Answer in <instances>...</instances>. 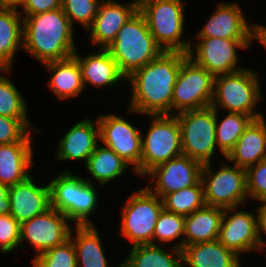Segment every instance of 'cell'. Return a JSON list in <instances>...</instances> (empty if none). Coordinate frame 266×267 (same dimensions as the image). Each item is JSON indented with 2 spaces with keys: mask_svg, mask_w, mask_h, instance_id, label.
Instances as JSON below:
<instances>
[{
  "mask_svg": "<svg viewBox=\"0 0 266 267\" xmlns=\"http://www.w3.org/2000/svg\"><path fill=\"white\" fill-rule=\"evenodd\" d=\"M100 140L115 151L140 175L142 134L127 120L114 114L102 115L98 119Z\"/></svg>",
  "mask_w": 266,
  "mask_h": 267,
  "instance_id": "13",
  "label": "cell"
},
{
  "mask_svg": "<svg viewBox=\"0 0 266 267\" xmlns=\"http://www.w3.org/2000/svg\"><path fill=\"white\" fill-rule=\"evenodd\" d=\"M75 227L76 237L73 240L71 230L69 238L72 239L75 249L77 267H109L94 224ZM120 266L121 264L117 265V267Z\"/></svg>",
  "mask_w": 266,
  "mask_h": 267,
  "instance_id": "28",
  "label": "cell"
},
{
  "mask_svg": "<svg viewBox=\"0 0 266 267\" xmlns=\"http://www.w3.org/2000/svg\"><path fill=\"white\" fill-rule=\"evenodd\" d=\"M10 214L20 224L51 207L50 184L37 186L29 176L22 182L9 186Z\"/></svg>",
  "mask_w": 266,
  "mask_h": 267,
  "instance_id": "18",
  "label": "cell"
},
{
  "mask_svg": "<svg viewBox=\"0 0 266 267\" xmlns=\"http://www.w3.org/2000/svg\"><path fill=\"white\" fill-rule=\"evenodd\" d=\"M255 40L266 48V26L255 24Z\"/></svg>",
  "mask_w": 266,
  "mask_h": 267,
  "instance_id": "43",
  "label": "cell"
},
{
  "mask_svg": "<svg viewBox=\"0 0 266 267\" xmlns=\"http://www.w3.org/2000/svg\"><path fill=\"white\" fill-rule=\"evenodd\" d=\"M9 186L0 183V215L10 213Z\"/></svg>",
  "mask_w": 266,
  "mask_h": 267,
  "instance_id": "42",
  "label": "cell"
},
{
  "mask_svg": "<svg viewBox=\"0 0 266 267\" xmlns=\"http://www.w3.org/2000/svg\"><path fill=\"white\" fill-rule=\"evenodd\" d=\"M185 216L171 213L163 209L157 219L153 239L170 242L184 235Z\"/></svg>",
  "mask_w": 266,
  "mask_h": 267,
  "instance_id": "36",
  "label": "cell"
},
{
  "mask_svg": "<svg viewBox=\"0 0 266 267\" xmlns=\"http://www.w3.org/2000/svg\"><path fill=\"white\" fill-rule=\"evenodd\" d=\"M29 118H10L0 115V145L21 141L30 131L34 129Z\"/></svg>",
  "mask_w": 266,
  "mask_h": 267,
  "instance_id": "37",
  "label": "cell"
},
{
  "mask_svg": "<svg viewBox=\"0 0 266 267\" xmlns=\"http://www.w3.org/2000/svg\"><path fill=\"white\" fill-rule=\"evenodd\" d=\"M236 3H220L197 38L255 39V24L248 25Z\"/></svg>",
  "mask_w": 266,
  "mask_h": 267,
  "instance_id": "17",
  "label": "cell"
},
{
  "mask_svg": "<svg viewBox=\"0 0 266 267\" xmlns=\"http://www.w3.org/2000/svg\"><path fill=\"white\" fill-rule=\"evenodd\" d=\"M153 122L141 146L140 175L181 156V130L174 114L149 115Z\"/></svg>",
  "mask_w": 266,
  "mask_h": 267,
  "instance_id": "7",
  "label": "cell"
},
{
  "mask_svg": "<svg viewBox=\"0 0 266 267\" xmlns=\"http://www.w3.org/2000/svg\"><path fill=\"white\" fill-rule=\"evenodd\" d=\"M187 53L163 51L148 64L126 78L132 86L129 112L145 115L172 113V96Z\"/></svg>",
  "mask_w": 266,
  "mask_h": 267,
  "instance_id": "1",
  "label": "cell"
},
{
  "mask_svg": "<svg viewBox=\"0 0 266 267\" xmlns=\"http://www.w3.org/2000/svg\"><path fill=\"white\" fill-rule=\"evenodd\" d=\"M23 19V47L43 64L67 59L76 52L74 26L62 7Z\"/></svg>",
  "mask_w": 266,
  "mask_h": 267,
  "instance_id": "2",
  "label": "cell"
},
{
  "mask_svg": "<svg viewBox=\"0 0 266 267\" xmlns=\"http://www.w3.org/2000/svg\"><path fill=\"white\" fill-rule=\"evenodd\" d=\"M229 216V213L234 211ZM235 208H225L221 221L218 240L238 256L241 252L264 249L257 233V217Z\"/></svg>",
  "mask_w": 266,
  "mask_h": 267,
  "instance_id": "16",
  "label": "cell"
},
{
  "mask_svg": "<svg viewBox=\"0 0 266 267\" xmlns=\"http://www.w3.org/2000/svg\"><path fill=\"white\" fill-rule=\"evenodd\" d=\"M246 180L248 196L266 201V159L246 169Z\"/></svg>",
  "mask_w": 266,
  "mask_h": 267,
  "instance_id": "39",
  "label": "cell"
},
{
  "mask_svg": "<svg viewBox=\"0 0 266 267\" xmlns=\"http://www.w3.org/2000/svg\"><path fill=\"white\" fill-rule=\"evenodd\" d=\"M21 224L11 214L0 215V249L3 252L15 251L20 247Z\"/></svg>",
  "mask_w": 266,
  "mask_h": 267,
  "instance_id": "38",
  "label": "cell"
},
{
  "mask_svg": "<svg viewBox=\"0 0 266 267\" xmlns=\"http://www.w3.org/2000/svg\"><path fill=\"white\" fill-rule=\"evenodd\" d=\"M162 200L166 211L183 216L190 215L205 205L203 184L200 180L194 186L166 194Z\"/></svg>",
  "mask_w": 266,
  "mask_h": 267,
  "instance_id": "32",
  "label": "cell"
},
{
  "mask_svg": "<svg viewBox=\"0 0 266 267\" xmlns=\"http://www.w3.org/2000/svg\"><path fill=\"white\" fill-rule=\"evenodd\" d=\"M204 201L206 205L221 208H237L247 198L246 169L224 165L219 171L205 164L201 171Z\"/></svg>",
  "mask_w": 266,
  "mask_h": 267,
  "instance_id": "10",
  "label": "cell"
},
{
  "mask_svg": "<svg viewBox=\"0 0 266 267\" xmlns=\"http://www.w3.org/2000/svg\"><path fill=\"white\" fill-rule=\"evenodd\" d=\"M33 267H77L72 239L33 258Z\"/></svg>",
  "mask_w": 266,
  "mask_h": 267,
  "instance_id": "34",
  "label": "cell"
},
{
  "mask_svg": "<svg viewBox=\"0 0 266 267\" xmlns=\"http://www.w3.org/2000/svg\"><path fill=\"white\" fill-rule=\"evenodd\" d=\"M217 112L216 110L215 139L220 151L226 157L253 119L243 113L227 112L225 118L219 123Z\"/></svg>",
  "mask_w": 266,
  "mask_h": 267,
  "instance_id": "31",
  "label": "cell"
},
{
  "mask_svg": "<svg viewBox=\"0 0 266 267\" xmlns=\"http://www.w3.org/2000/svg\"><path fill=\"white\" fill-rule=\"evenodd\" d=\"M98 54H90L82 59L76 52L73 56L77 59L82 72L84 88L86 83L95 87L117 85L122 78L126 77L120 72L117 63L114 61L107 49L100 48Z\"/></svg>",
  "mask_w": 266,
  "mask_h": 267,
  "instance_id": "24",
  "label": "cell"
},
{
  "mask_svg": "<svg viewBox=\"0 0 266 267\" xmlns=\"http://www.w3.org/2000/svg\"><path fill=\"white\" fill-rule=\"evenodd\" d=\"M25 0H0V7L18 10V5L22 6Z\"/></svg>",
  "mask_w": 266,
  "mask_h": 267,
  "instance_id": "44",
  "label": "cell"
},
{
  "mask_svg": "<svg viewBox=\"0 0 266 267\" xmlns=\"http://www.w3.org/2000/svg\"><path fill=\"white\" fill-rule=\"evenodd\" d=\"M26 103L10 79L0 75V115L10 118H28Z\"/></svg>",
  "mask_w": 266,
  "mask_h": 267,
  "instance_id": "33",
  "label": "cell"
},
{
  "mask_svg": "<svg viewBox=\"0 0 266 267\" xmlns=\"http://www.w3.org/2000/svg\"><path fill=\"white\" fill-rule=\"evenodd\" d=\"M29 132L21 141L0 145V183L15 185L27 179L32 166V138Z\"/></svg>",
  "mask_w": 266,
  "mask_h": 267,
  "instance_id": "21",
  "label": "cell"
},
{
  "mask_svg": "<svg viewBox=\"0 0 266 267\" xmlns=\"http://www.w3.org/2000/svg\"><path fill=\"white\" fill-rule=\"evenodd\" d=\"M70 220L53 207L44 213L21 223L20 247L24 248L22 241L28 240L37 254H41L55 246L63 244L69 239L71 228Z\"/></svg>",
  "mask_w": 266,
  "mask_h": 267,
  "instance_id": "14",
  "label": "cell"
},
{
  "mask_svg": "<svg viewBox=\"0 0 266 267\" xmlns=\"http://www.w3.org/2000/svg\"><path fill=\"white\" fill-rule=\"evenodd\" d=\"M49 184L51 207L75 225L93 224L88 216L94 212L99 196L90 179L65 171Z\"/></svg>",
  "mask_w": 266,
  "mask_h": 267,
  "instance_id": "4",
  "label": "cell"
},
{
  "mask_svg": "<svg viewBox=\"0 0 266 267\" xmlns=\"http://www.w3.org/2000/svg\"><path fill=\"white\" fill-rule=\"evenodd\" d=\"M147 187L131 194L122 209L121 234L136 245L153 244L154 228L164 209L163 200Z\"/></svg>",
  "mask_w": 266,
  "mask_h": 267,
  "instance_id": "9",
  "label": "cell"
},
{
  "mask_svg": "<svg viewBox=\"0 0 266 267\" xmlns=\"http://www.w3.org/2000/svg\"><path fill=\"white\" fill-rule=\"evenodd\" d=\"M262 205L257 208V233L262 247L266 245L262 239L263 233L266 235V201H261ZM261 235V236H260Z\"/></svg>",
  "mask_w": 266,
  "mask_h": 267,
  "instance_id": "41",
  "label": "cell"
},
{
  "mask_svg": "<svg viewBox=\"0 0 266 267\" xmlns=\"http://www.w3.org/2000/svg\"><path fill=\"white\" fill-rule=\"evenodd\" d=\"M19 15L16 9L0 7V71L2 72H11L14 54L19 47H23V19L21 20Z\"/></svg>",
  "mask_w": 266,
  "mask_h": 267,
  "instance_id": "26",
  "label": "cell"
},
{
  "mask_svg": "<svg viewBox=\"0 0 266 267\" xmlns=\"http://www.w3.org/2000/svg\"><path fill=\"white\" fill-rule=\"evenodd\" d=\"M224 208L204 205L185 216L184 237L175 247L183 249L196 243L218 239Z\"/></svg>",
  "mask_w": 266,
  "mask_h": 267,
  "instance_id": "23",
  "label": "cell"
},
{
  "mask_svg": "<svg viewBox=\"0 0 266 267\" xmlns=\"http://www.w3.org/2000/svg\"><path fill=\"white\" fill-rule=\"evenodd\" d=\"M202 167L200 162L182 154L150 170L147 174L156 181V188L146 187L162 199L168 193L196 185L201 180Z\"/></svg>",
  "mask_w": 266,
  "mask_h": 267,
  "instance_id": "15",
  "label": "cell"
},
{
  "mask_svg": "<svg viewBox=\"0 0 266 267\" xmlns=\"http://www.w3.org/2000/svg\"><path fill=\"white\" fill-rule=\"evenodd\" d=\"M171 250L173 253L162 250L156 244L136 245L132 247L130 255L121 265L123 267H183L182 250L175 246Z\"/></svg>",
  "mask_w": 266,
  "mask_h": 267,
  "instance_id": "29",
  "label": "cell"
},
{
  "mask_svg": "<svg viewBox=\"0 0 266 267\" xmlns=\"http://www.w3.org/2000/svg\"><path fill=\"white\" fill-rule=\"evenodd\" d=\"M48 71L53 74L50 88L61 99L78 96L84 88L82 72L74 56L64 60L45 63Z\"/></svg>",
  "mask_w": 266,
  "mask_h": 267,
  "instance_id": "27",
  "label": "cell"
},
{
  "mask_svg": "<svg viewBox=\"0 0 266 267\" xmlns=\"http://www.w3.org/2000/svg\"><path fill=\"white\" fill-rule=\"evenodd\" d=\"M96 122L86 118L73 125L58 145L57 159L60 161L81 159L86 165L98 145V139L100 140L98 120Z\"/></svg>",
  "mask_w": 266,
  "mask_h": 267,
  "instance_id": "20",
  "label": "cell"
},
{
  "mask_svg": "<svg viewBox=\"0 0 266 267\" xmlns=\"http://www.w3.org/2000/svg\"><path fill=\"white\" fill-rule=\"evenodd\" d=\"M183 263L190 267H240V256L218 239L185 246Z\"/></svg>",
  "mask_w": 266,
  "mask_h": 267,
  "instance_id": "25",
  "label": "cell"
},
{
  "mask_svg": "<svg viewBox=\"0 0 266 267\" xmlns=\"http://www.w3.org/2000/svg\"><path fill=\"white\" fill-rule=\"evenodd\" d=\"M181 130L183 155L202 165L211 163L217 146L216 110L212 106L175 114Z\"/></svg>",
  "mask_w": 266,
  "mask_h": 267,
  "instance_id": "8",
  "label": "cell"
},
{
  "mask_svg": "<svg viewBox=\"0 0 266 267\" xmlns=\"http://www.w3.org/2000/svg\"><path fill=\"white\" fill-rule=\"evenodd\" d=\"M98 0H62V9L73 26L74 21L88 29L102 5ZM100 2V3H99Z\"/></svg>",
  "mask_w": 266,
  "mask_h": 267,
  "instance_id": "35",
  "label": "cell"
},
{
  "mask_svg": "<svg viewBox=\"0 0 266 267\" xmlns=\"http://www.w3.org/2000/svg\"><path fill=\"white\" fill-rule=\"evenodd\" d=\"M22 7L25 16H30L56 10L62 7V0H25Z\"/></svg>",
  "mask_w": 266,
  "mask_h": 267,
  "instance_id": "40",
  "label": "cell"
},
{
  "mask_svg": "<svg viewBox=\"0 0 266 267\" xmlns=\"http://www.w3.org/2000/svg\"><path fill=\"white\" fill-rule=\"evenodd\" d=\"M214 76L190 57L181 63L172 96L173 110L178 114L211 106ZM174 108V109H173Z\"/></svg>",
  "mask_w": 266,
  "mask_h": 267,
  "instance_id": "11",
  "label": "cell"
},
{
  "mask_svg": "<svg viewBox=\"0 0 266 267\" xmlns=\"http://www.w3.org/2000/svg\"><path fill=\"white\" fill-rule=\"evenodd\" d=\"M265 117L252 120L233 149L225 157L234 165L247 169L266 159Z\"/></svg>",
  "mask_w": 266,
  "mask_h": 267,
  "instance_id": "22",
  "label": "cell"
},
{
  "mask_svg": "<svg viewBox=\"0 0 266 267\" xmlns=\"http://www.w3.org/2000/svg\"><path fill=\"white\" fill-rule=\"evenodd\" d=\"M259 80L256 72L242 70L218 75L214 78L211 106L217 110L223 107L228 112H239L250 116L253 120L263 117L254 109L260 101Z\"/></svg>",
  "mask_w": 266,
  "mask_h": 267,
  "instance_id": "6",
  "label": "cell"
},
{
  "mask_svg": "<svg viewBox=\"0 0 266 267\" xmlns=\"http://www.w3.org/2000/svg\"><path fill=\"white\" fill-rule=\"evenodd\" d=\"M106 49L126 78L163 52L139 10L121 27L115 40Z\"/></svg>",
  "mask_w": 266,
  "mask_h": 267,
  "instance_id": "3",
  "label": "cell"
},
{
  "mask_svg": "<svg viewBox=\"0 0 266 267\" xmlns=\"http://www.w3.org/2000/svg\"><path fill=\"white\" fill-rule=\"evenodd\" d=\"M196 52L192 46L187 52L196 64L203 67L214 77L242 70L237 66V48H248L253 39L199 38ZM195 53V54H194ZM195 57V58H194Z\"/></svg>",
  "mask_w": 266,
  "mask_h": 267,
  "instance_id": "12",
  "label": "cell"
},
{
  "mask_svg": "<svg viewBox=\"0 0 266 267\" xmlns=\"http://www.w3.org/2000/svg\"><path fill=\"white\" fill-rule=\"evenodd\" d=\"M182 4L181 0H138V10L163 51L187 53L191 47L190 42L181 41L184 34Z\"/></svg>",
  "mask_w": 266,
  "mask_h": 267,
  "instance_id": "5",
  "label": "cell"
},
{
  "mask_svg": "<svg viewBox=\"0 0 266 267\" xmlns=\"http://www.w3.org/2000/svg\"><path fill=\"white\" fill-rule=\"evenodd\" d=\"M138 10V0L123 5L114 0H104L99 13L88 28L92 43L106 49L116 38L117 32Z\"/></svg>",
  "mask_w": 266,
  "mask_h": 267,
  "instance_id": "19",
  "label": "cell"
},
{
  "mask_svg": "<svg viewBox=\"0 0 266 267\" xmlns=\"http://www.w3.org/2000/svg\"><path fill=\"white\" fill-rule=\"evenodd\" d=\"M87 171L102 185L123 174L129 164L115 151L97 145L85 165Z\"/></svg>",
  "mask_w": 266,
  "mask_h": 267,
  "instance_id": "30",
  "label": "cell"
}]
</instances>
